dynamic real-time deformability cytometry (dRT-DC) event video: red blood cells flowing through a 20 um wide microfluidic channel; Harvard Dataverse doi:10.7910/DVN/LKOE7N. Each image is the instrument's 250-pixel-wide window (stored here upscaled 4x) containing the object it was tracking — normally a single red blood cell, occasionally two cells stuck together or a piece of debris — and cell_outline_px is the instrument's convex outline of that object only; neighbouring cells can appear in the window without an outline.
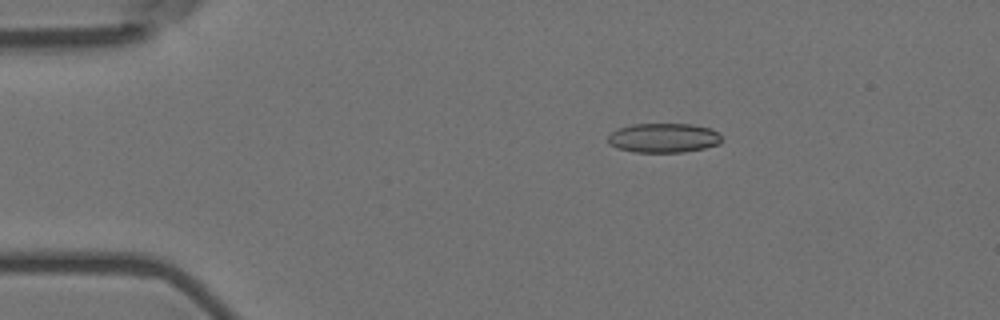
{"species": "Egyptian fruit bat (a non-hibernating species)", "species_latin": "Rousettus aegyptiacus", "temperature_condition": "room temperature", "stored_images_in_passage": 48, "camera_frame_rate_fps": 3000, "um_per_image_px": 0.085, "animal": {"sex": "female"}, "frame": {"image": 1, "passage_image": 2, "time_ms": 0.333, "image_size_px": [1000, 320], "cell_outline_px": [[720, 144], [704, 148], [684, 152], [636, 152], [616, 148], [608, 144], [608, 136], [616, 128], [632, 124], [692, 124], [712, 128], [720, 136]], "centroid_in_image_um": [56.37, 11.72], "position_along_channel_um": 28.6, "area_um2": 19.59}}
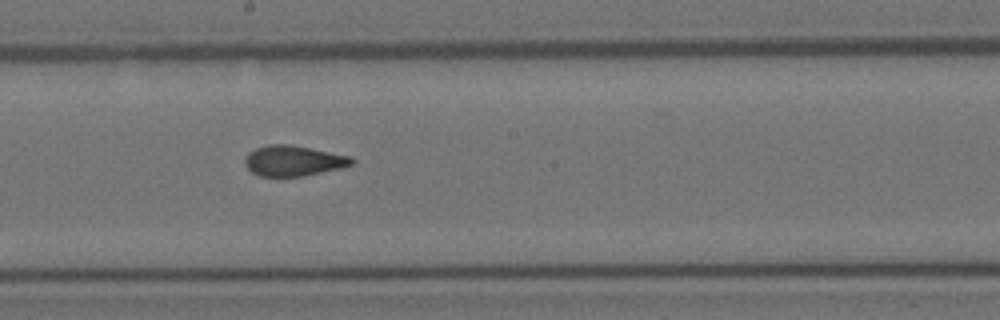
{"frame": {"image": 2, "passage_image": 23, "time_ms": 7.333, "image_size_px": [1000, 320], "cell_outline_px": [[356, 160], [352, 164], [340, 168], [304, 176], [260, 176], [252, 172], [244, 164], [244, 160], [248, 152], [256, 148], [268, 144], [288, 144], [352, 156]], "centroid_in_image_um": [24.93, 13.66], "position_along_channel_um": 223.3, "area_um2": 18.96}}
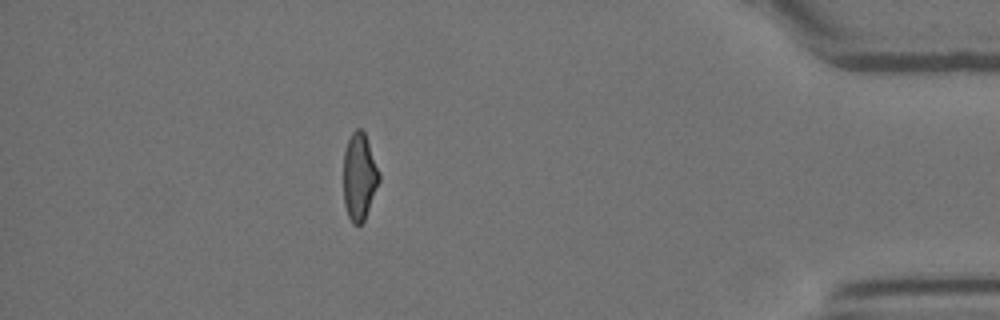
{"frame": {"image": 3, "passage_image": 42, "time_ms": 13.667, "image_size_px": [1000, 320], "cell_outline_px": [[380, 180], [364, 220], [360, 224], [352, 224], [348, 216], [344, 204], [344, 152], [348, 140], [352, 132], [356, 128], [360, 128], [364, 132], [380, 172]], "centroid_in_image_um": [30.54, 15.01], "position_along_channel_um": 404.7, "area_um2": 17.98}, "authors_computed_cell_mechanics": {"area_um2": 19.3052, "velocity_mm_per_s": 3.6021, "shape_relaxation_time_tau1_ms": null, "shape_relaxation_time_tau2_ms": 1.6821, "deformation_change_tau1": null, "deformation_change_tau2": 0.084}}